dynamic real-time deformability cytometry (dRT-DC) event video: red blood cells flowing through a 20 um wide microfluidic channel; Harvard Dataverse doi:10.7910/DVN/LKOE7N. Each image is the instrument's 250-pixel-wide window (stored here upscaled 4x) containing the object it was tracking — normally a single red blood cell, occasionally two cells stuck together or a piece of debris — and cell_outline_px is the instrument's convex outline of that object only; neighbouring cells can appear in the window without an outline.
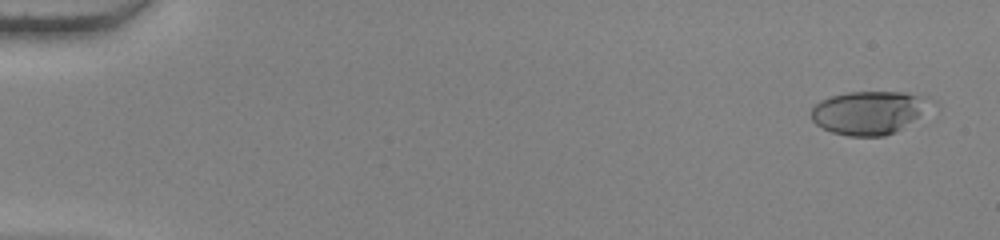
{"species": "human", "species_latin": "Homo sapiens", "temperature_condition": "warm", "stored_images_in_passage": 53, "camera_frame_rate_fps": 3000, "um_per_image_px": 0.085, "donor": {"sex": "female"}, "frame": {"image": 1, "passage_image": 1, "time_ms": 0.0, "image_size_px": [1000, 240], "cell_outline_px": [[940, 104], [896, 132], [884, 136], [848, 136], [832, 132], [816, 124], [812, 120], [812, 108], [820, 100], [832, 96], [848, 92], [904, 92], [924, 96], [936, 100]], "centroid_in_image_um": [73.98, 9.56], "position_along_channel_um": 11.0, "area_um2": 30.69}}
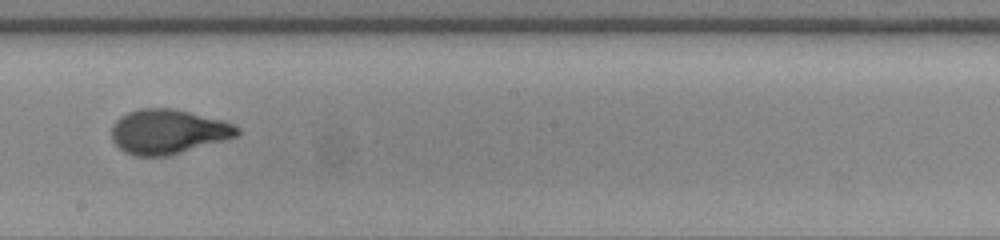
{"frame": {"image": 2, "passage_image": 31, "time_ms": 10.0, "image_size_px": [1000, 240], "cell_outline_px": [[240, 132], [236, 136], [168, 156], [136, 156], [124, 152], [112, 140], [112, 124], [120, 116], [128, 112], [140, 108], [172, 108], [224, 120], [240, 128]], "centroid_in_image_um": [14.25, 11.18], "position_along_channel_um": 233.9, "area_um2": 32.48}}
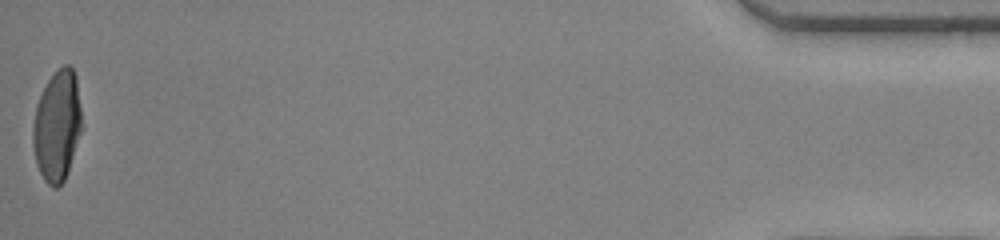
{"frame": {"image": 3, "passage_image": 53, "time_ms": 17.333, "image_size_px": [1000, 240], "cell_outline_px": [[80, 132], [64, 180], [56, 188], [52, 188], [44, 180], [36, 164], [32, 144], [32, 128], [36, 104], [48, 80], [64, 64], [68, 64], [72, 68], [76, 76], [80, 108]], "centroid_in_image_um": [4.82, 10.7], "position_along_channel_um": 430.4, "area_um2": 30.98}, "authors_computed_cell_mechanics": {"area_um2": 31.6166, "velocity_mm_per_s": 3.8786, "shape_relaxation_time_tau1_ms": 6.3383, "shape_relaxation_time_tau2_ms": null, "deformation_change_tau1": 0.272, "deformation_change_tau2": null}}